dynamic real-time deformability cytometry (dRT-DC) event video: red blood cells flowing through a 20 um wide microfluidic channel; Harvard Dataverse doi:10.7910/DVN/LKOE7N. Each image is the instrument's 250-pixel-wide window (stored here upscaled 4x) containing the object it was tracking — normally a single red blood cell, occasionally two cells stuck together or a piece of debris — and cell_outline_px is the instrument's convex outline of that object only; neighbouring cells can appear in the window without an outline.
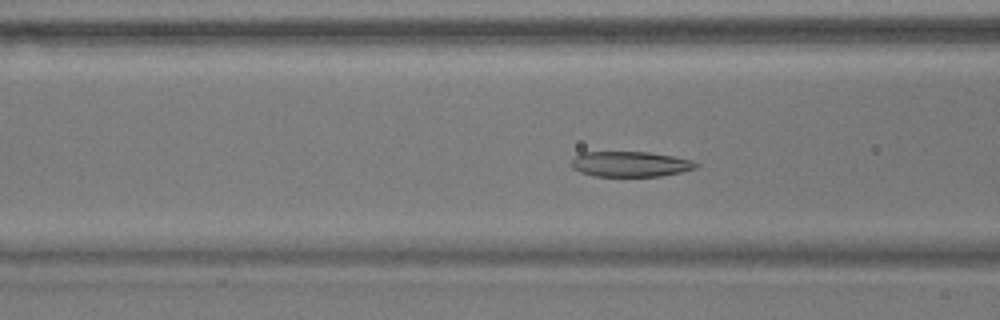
{"species": "common noctule bat (a hibernating species)", "species_latin": "Nyctalus noctula", "temperature_condition": "warm", "stored_images_in_passage": 56, "camera_frame_rate_fps": 3000, "um_per_image_px": 0.085, "animal": {"sex": "male", "body_mass_g": 17.9}, "frame": {"image": 1, "passage_image": 21, "time_ms": 6.667, "image_size_px": [1000, 320], "cell_outline_px": [[700, 164], [696, 168], [680, 172], [660, 176], [592, 176], [580, 172], [572, 168], [572, 160], [580, 152], [648, 152], [672, 156], [692, 160]], "centroid_in_image_um": [53.57, 13.95], "position_along_channel_um": 113.0, "area_um2": 18.38}}
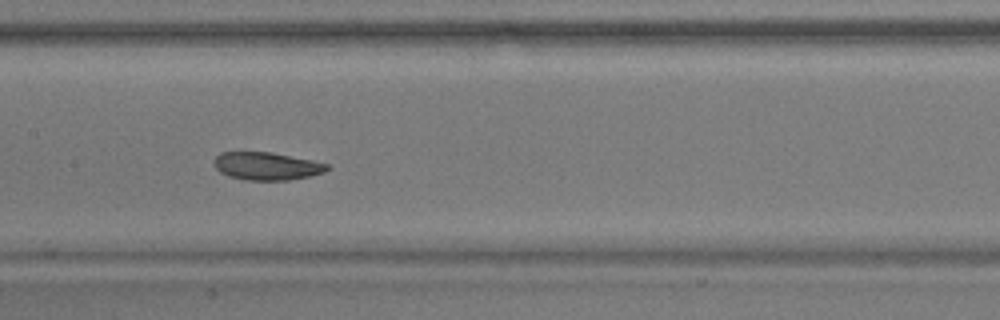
{"frame": {"image": 2, "passage_image": 27, "time_ms": 8.667, "image_size_px": [1000, 320], "cell_outline_px": [[328, 168], [324, 172], [308, 176], [288, 180], [244, 180], [228, 176], [220, 172], [212, 164], [212, 160], [220, 152], [272, 152], [312, 160], [328, 164]], "centroid_in_image_um": [22.61, 14.11], "position_along_channel_um": 184.8, "area_um2": 18.38}}
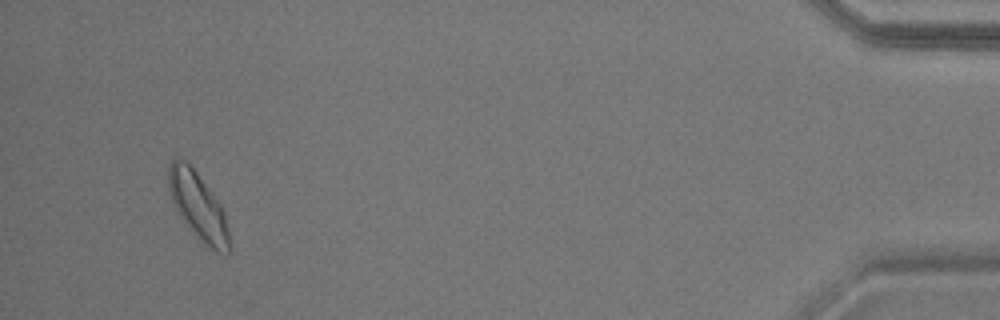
{"frame": {"image": 3, "passage_image": 53, "time_ms": 17.333, "image_size_px": [1000, 320], "cell_outline_px": [[232, 252], [228, 256], [224, 256], [216, 252], [200, 240], [188, 228], [172, 204], [168, 188], [168, 164], [176, 156], [180, 156], [196, 172], [220, 204], [224, 212], [228, 228], [232, 248]], "centroid_in_image_um": [16.85, 17.58], "position_along_channel_um": 418.4, "area_um2": 24.22}, "authors_computed_cell_mechanics": {"area_um2": 20.1722, "velocity_mm_per_s": 3.5768, "shape_relaxation_time_tau1_ms": 4.8789, "shape_relaxation_time_tau2_ms": 7.7781, "deformation_change_tau1": 0.1527, "deformation_change_tau2": 0.1601}}